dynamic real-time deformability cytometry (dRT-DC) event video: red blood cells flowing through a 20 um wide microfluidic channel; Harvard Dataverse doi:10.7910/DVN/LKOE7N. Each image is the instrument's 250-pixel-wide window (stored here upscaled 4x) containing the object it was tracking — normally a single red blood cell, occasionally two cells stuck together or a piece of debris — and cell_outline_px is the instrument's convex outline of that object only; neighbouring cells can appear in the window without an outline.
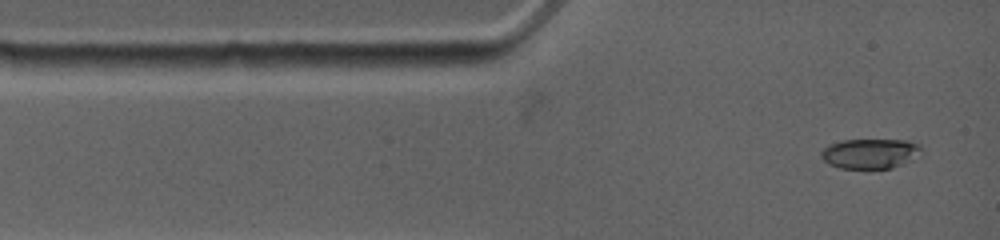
{"species": "common noctule bat (a hibernating species)", "species_latin": "Nyctalus noctula", "temperature_condition": "warm", "stored_images_in_passage": 15, "camera_frame_rate_fps": 4500, "um_per_image_px": 0.085, "animal": {"sex": "female", "body_mass_g": 19.0, "forearm_length_mm": 53.3}, "frame": {"image": 1, "passage_image": 1, "time_ms": 0.0, "image_size_px": [1000, 240], "cell_outline_px": [[920, 148], [904, 164], [892, 168], [840, 168], [828, 164], [820, 156], [820, 152], [828, 144], [844, 140], [908, 140], [920, 144]], "centroid_in_image_um": [73.87, 13.04], "position_along_channel_um": 11.1, "area_um2": 17.17}}
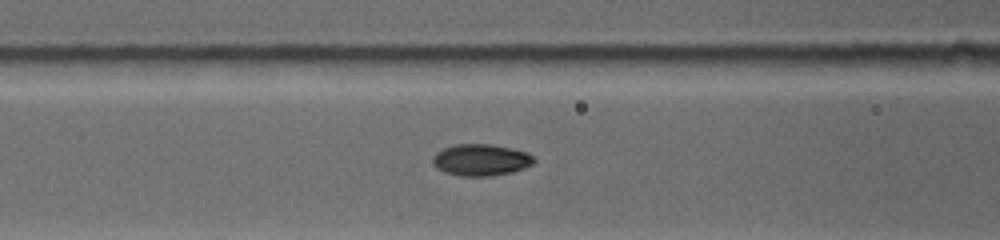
{"frame": {"image": 2, "passage_image": 9, "time_ms": 3.778, "image_size_px": [1000, 240], "cell_outline_px": [[536, 160], [532, 164], [524, 168], [512, 172], [488, 176], [460, 176], [444, 172], [436, 168], [432, 164], [432, 156], [436, 152], [444, 148], [456, 144], [488, 144], [512, 148], [528, 152]], "centroid_in_image_um": [40.86, 13.59], "position_along_channel_um": 125.7, "area_um2": 18.79}}
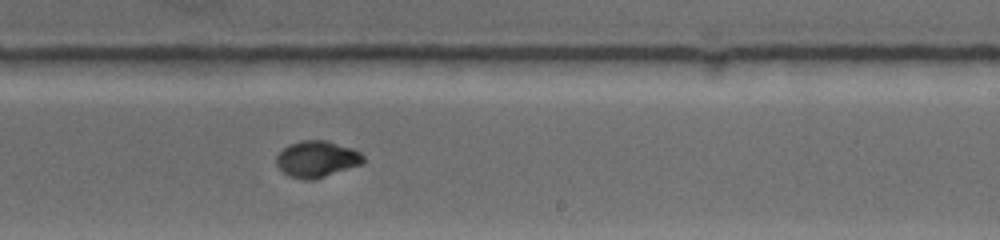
{"frame": {"image": 3, "passage_image": 15, "time_ms": 7.333, "image_size_px": [1000, 240], "cell_outline_px": [[364, 164], [316, 180], [304, 180], [292, 176], [284, 172], [276, 164], [276, 156], [288, 144], [300, 140], [324, 140], [352, 148], [360, 152], [364, 156]], "centroid_in_image_um": [26.96, 13.53], "position_along_channel_um": 262.0, "area_um2": 18.61}}